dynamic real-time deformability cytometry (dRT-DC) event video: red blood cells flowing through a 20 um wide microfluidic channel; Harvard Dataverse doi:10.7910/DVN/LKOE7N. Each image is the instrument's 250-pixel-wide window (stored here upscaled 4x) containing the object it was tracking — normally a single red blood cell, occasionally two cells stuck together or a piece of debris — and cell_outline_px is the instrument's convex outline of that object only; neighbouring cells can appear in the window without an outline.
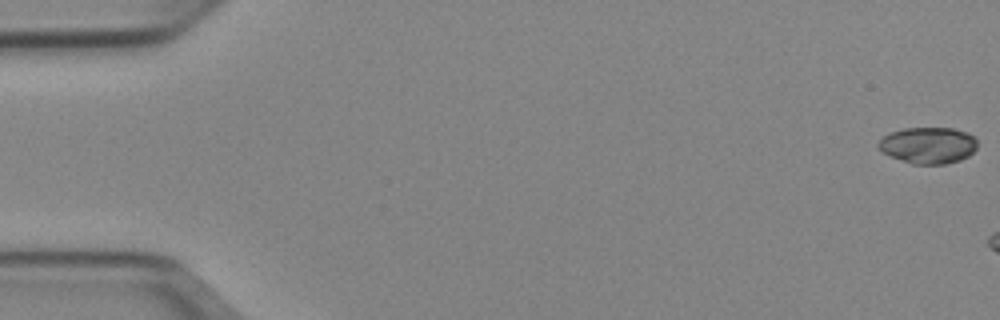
{"species": "Egyptian fruit bat (a non-hibernating species)", "species_latin": "Rousettus aegyptiacus", "temperature_condition": "cold", "stored_images_in_passage": 6, "camera_frame_rate_fps": 3000, "um_per_image_px": 0.085, "animal": {"sex": "female"}, "frame": {"image": 1, "passage_image": 1, "time_ms": 0.0, "image_size_px": [1000, 320], "cell_outline_px": [[976, 148], [968, 156], [960, 160], [944, 164], [912, 164], [892, 156], [884, 152], [876, 144], [888, 132], [904, 128], [952, 128], [968, 132], [976, 140]], "centroid_in_image_um": [78.89, 12.34], "position_along_channel_um": 6.1, "area_um2": 20.87}}